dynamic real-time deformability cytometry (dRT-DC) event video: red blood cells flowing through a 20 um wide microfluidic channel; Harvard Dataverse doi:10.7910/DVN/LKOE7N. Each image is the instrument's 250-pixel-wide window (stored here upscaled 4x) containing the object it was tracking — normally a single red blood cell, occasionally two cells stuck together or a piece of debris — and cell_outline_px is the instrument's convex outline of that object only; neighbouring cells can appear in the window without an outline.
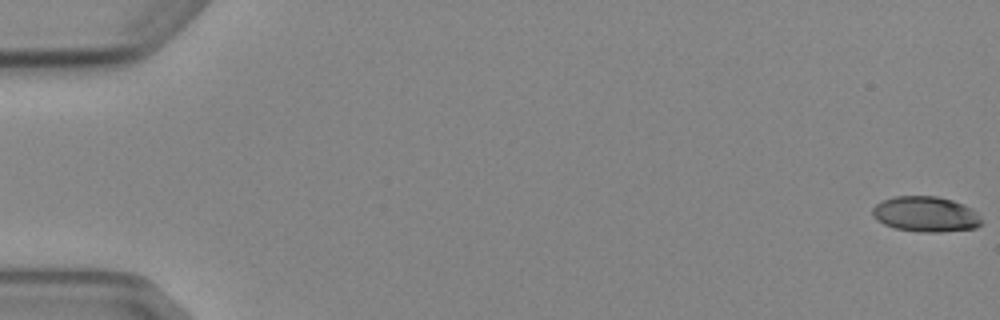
{"species": "Egyptian fruit bat (a non-hibernating species)", "species_latin": "Rousettus aegyptiacus", "temperature_condition": "cold", "stored_images_in_passage": 6, "camera_frame_rate_fps": 3000, "um_per_image_px": 0.085, "animal": {"sex": "female"}, "frame": {"image": 1, "passage_image": 1, "time_ms": 0.0, "image_size_px": [1000, 320], "cell_outline_px": [[984, 224], [976, 228], [940, 232], [920, 232], [896, 228], [884, 224], [876, 220], [872, 216], [872, 208], [876, 204], [884, 200], [896, 196], [936, 196], [952, 200], [964, 204], [972, 208], [980, 216]], "centroid_in_image_um": [78.71, 18.21], "position_along_channel_um": 6.3, "area_um2": 22.66}}
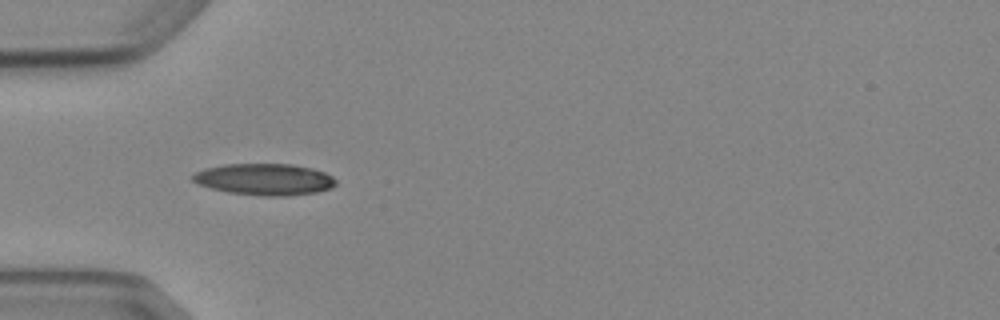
{"frame": {"image": 2, "passage_image": 5, "time_ms": 5.667, "image_size_px": [1000, 320], "cell_outline_px": [[336, 184], [332, 188], [316, 192], [288, 196], [264, 196], [228, 192], [212, 188], [200, 184], [192, 180], [188, 176], [204, 168], [224, 164], [292, 164], [312, 168], [324, 172], [332, 176], [336, 180]], "centroid_in_image_um": [22.48, 15.24], "position_along_channel_um": 62.5, "area_um2": 26.41}}
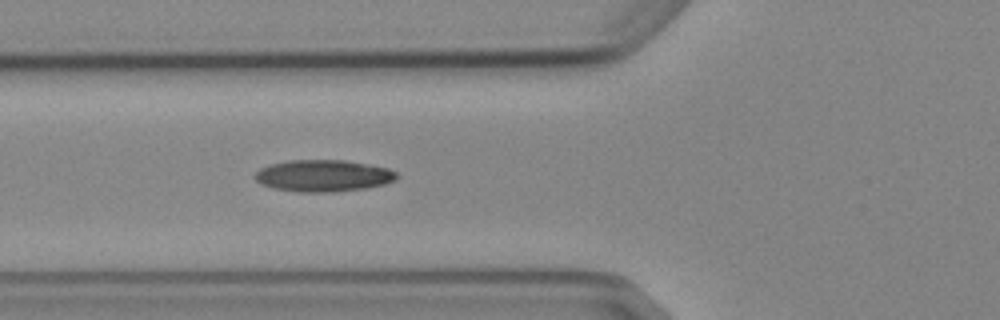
{"frame": {"image": 3, "passage_image": 6, "time_ms": 6.667, "image_size_px": [1000, 320], "cell_outline_px": [[400, 176], [396, 180], [384, 184], [368, 188], [332, 192], [300, 192], [272, 188], [260, 184], [252, 176], [260, 168], [272, 164], [288, 160], [344, 160], [388, 168], [396, 172]], "centroid_in_image_um": [27.47, 14.94], "position_along_channel_um": 98.3, "area_um2": 26.41}}